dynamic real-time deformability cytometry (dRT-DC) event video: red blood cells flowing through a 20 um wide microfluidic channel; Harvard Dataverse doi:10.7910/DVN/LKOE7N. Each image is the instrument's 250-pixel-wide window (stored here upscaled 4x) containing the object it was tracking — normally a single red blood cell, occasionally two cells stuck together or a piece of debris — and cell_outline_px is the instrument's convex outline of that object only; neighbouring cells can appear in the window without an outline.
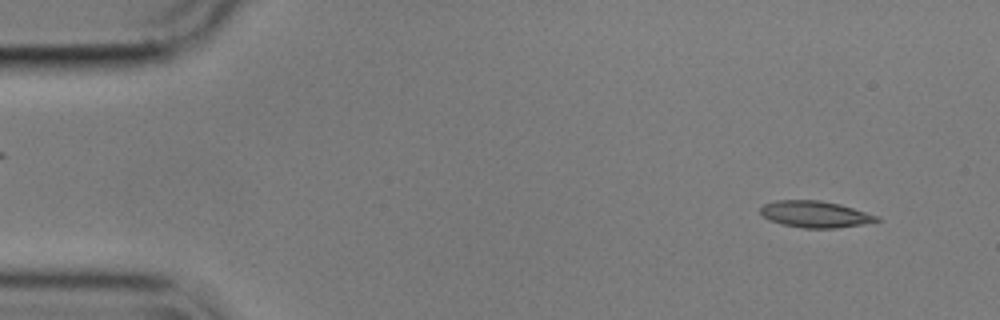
{"species": "common noctule bat (a hibernating species)", "species_latin": "Nyctalus noctula", "temperature_condition": "cold", "stored_images_in_passage": 55, "camera_frame_rate_fps": 3000, "um_per_image_px": 0.085, "animal": {"sex": "male", "body_mass_g": 17.9}, "frame": {"image": 1, "passage_image": 4, "time_ms": 1.0, "image_size_px": [1000, 320], "cell_outline_px": [[880, 220], [860, 224], [836, 228], [804, 228], [780, 224], [768, 220], [760, 212], [760, 208], [764, 204], [776, 200], [820, 200], [840, 204], [880, 216]], "centroid_in_image_um": [69.26, 18.2], "position_along_channel_um": 15.7, "area_um2": 17.98}}
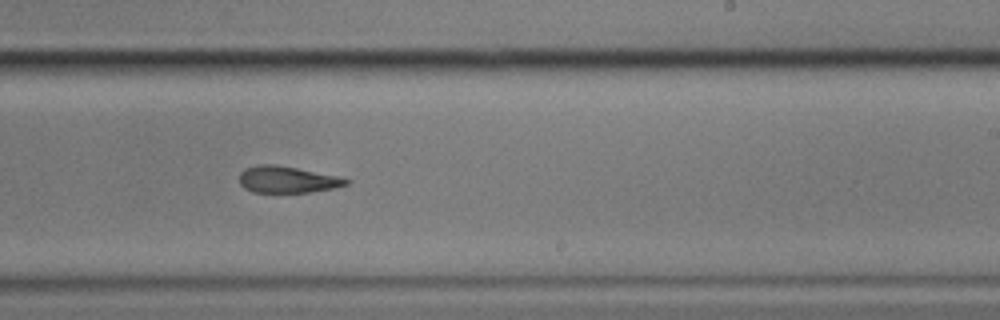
{"frame": {"image": 2, "passage_image": 33, "time_ms": 10.667, "image_size_px": [1000, 320], "cell_outline_px": [[352, 180], [348, 184], [336, 188], [308, 192], [252, 192], [244, 188], [240, 184], [240, 172], [244, 168], [260, 164], [272, 164], [296, 168], [336, 176]], "centroid_in_image_um": [24.4, 15.26], "position_along_channel_um": 264.6, "area_um2": 16.47}}
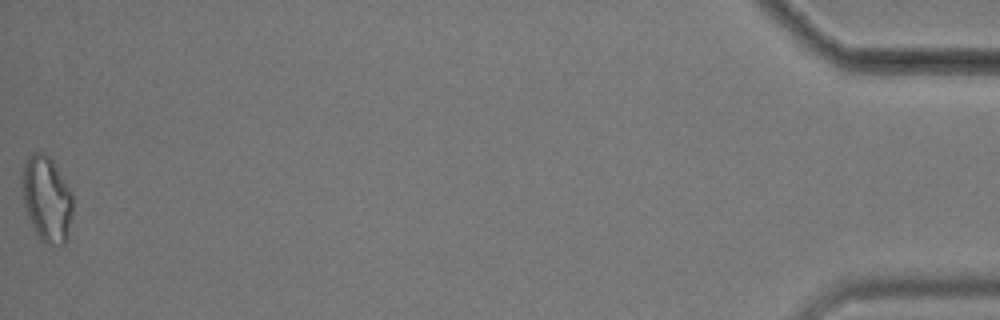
{"frame": {"image": 3, "passage_image": 55, "time_ms": 18.0, "image_size_px": [1000, 320], "cell_outline_px": [[72, 216], [68, 232], [64, 244], [44, 244], [40, 240], [24, 208], [20, 184], [24, 164], [28, 156], [32, 152], [44, 152], [56, 164], [72, 192]], "centroid_in_image_um": [3.95, 16.87], "position_along_channel_um": 431.2, "area_um2": 25.61}, "authors_computed_cell_mechanics": {"area_um2": 18.1492, "velocity_mm_per_s": 3.5796, "shape_relaxation_time_tau1_ms": 4.5384, "shape_relaxation_time_tau2_ms": 4.2588, "deformation_change_tau1": 0.1363, "deformation_change_tau2": 0.1134}}